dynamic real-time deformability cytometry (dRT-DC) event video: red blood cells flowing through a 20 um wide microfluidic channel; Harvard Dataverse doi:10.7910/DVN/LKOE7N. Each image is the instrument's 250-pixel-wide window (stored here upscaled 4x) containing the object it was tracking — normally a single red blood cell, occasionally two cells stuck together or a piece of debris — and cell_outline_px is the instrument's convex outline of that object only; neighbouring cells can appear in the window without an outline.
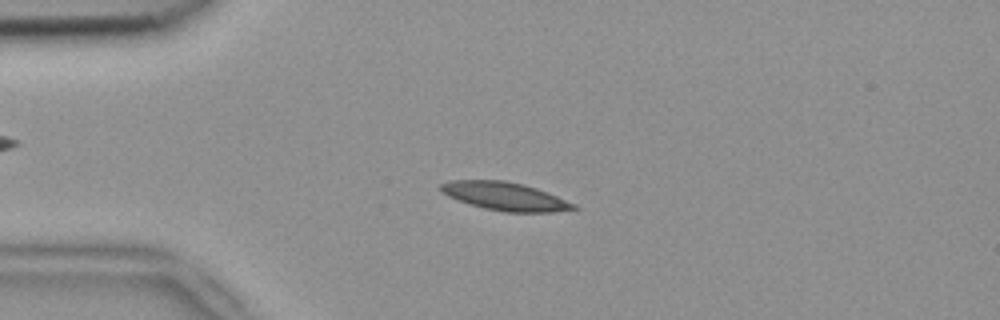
{"species": "common noctule bat (a hibernating species)", "species_latin": "Nyctalus noctula", "temperature_condition": "room temperature", "stored_images_in_passage": 52, "camera_frame_rate_fps": 3000, "um_per_image_px": 0.085, "animal": {"sex": "female", "body_mass_g": 18.4}, "frame": {"image": 1, "passage_image": 12, "time_ms": 3.667, "image_size_px": [1000, 320], "cell_outline_px": [[580, 208], [552, 212], [504, 212], [484, 208], [468, 204], [448, 196], [440, 192], [440, 184], [452, 180], [504, 180], [524, 184], [536, 188], [576, 204]], "centroid_in_image_um": [42.9, 16.68], "position_along_channel_um": 42.1, "area_um2": 21.85}}
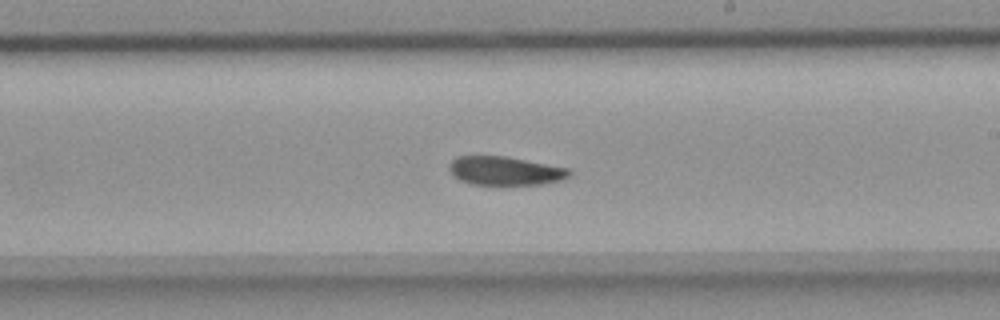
{"frame": {"image": 2, "passage_image": 30, "time_ms": 9.667, "image_size_px": [1000, 320], "cell_outline_px": [[572, 172], [564, 180], [540, 184], [472, 184], [460, 180], [452, 176], [448, 168], [448, 164], [456, 156], [504, 156], [568, 168]], "centroid_in_image_um": [42.89, 14.52], "position_along_channel_um": 246.1, "area_um2": 20.0}}
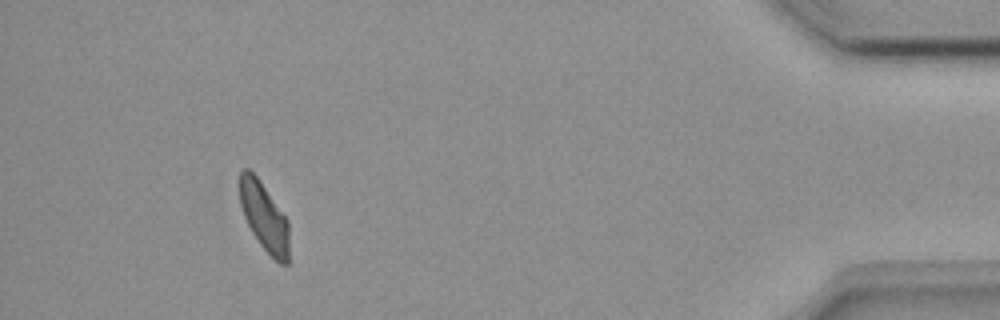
{"frame": {"image": 3, "passage_image": 48, "time_ms": 15.667, "image_size_px": [1000, 320], "cell_outline_px": [[288, 264], [280, 264], [260, 244], [252, 232], [244, 216], [240, 204], [240, 172], [244, 168], [248, 168], [256, 176], [288, 220]], "centroid_in_image_um": [22.45, 18.43], "position_along_channel_um": 412.8, "area_um2": 19.25}}